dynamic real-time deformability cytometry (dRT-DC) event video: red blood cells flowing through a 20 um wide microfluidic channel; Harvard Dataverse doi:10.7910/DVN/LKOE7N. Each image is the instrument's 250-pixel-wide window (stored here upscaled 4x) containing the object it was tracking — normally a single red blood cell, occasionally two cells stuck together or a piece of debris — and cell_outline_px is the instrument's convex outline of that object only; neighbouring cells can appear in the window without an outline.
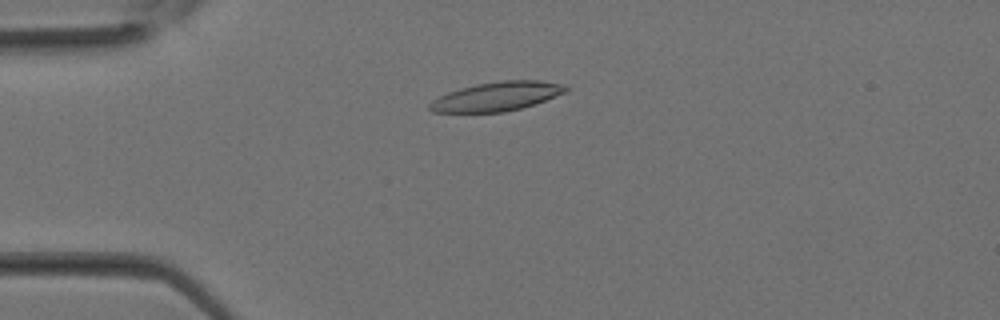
{"species": "Egyptian fruit bat (a non-hibernating species)", "species_latin": "Rousettus aegyptiacus", "temperature_condition": "room temperature", "stored_images_in_passage": 34, "camera_frame_rate_fps": 3000, "um_per_image_px": 0.085, "animal": {"sex": "female"}, "frame": {"image": 1, "passage_image": 9, "time_ms": 2.667, "image_size_px": [1000, 320], "cell_outline_px": [[568, 92], [520, 108], [504, 112], [432, 112], [428, 108], [428, 104], [432, 100], [448, 92], [460, 88], [476, 84], [504, 80], [540, 80], [568, 84]], "centroid_in_image_um": [42.25, 8.18], "position_along_channel_um": 42.7, "area_um2": 23.06}}
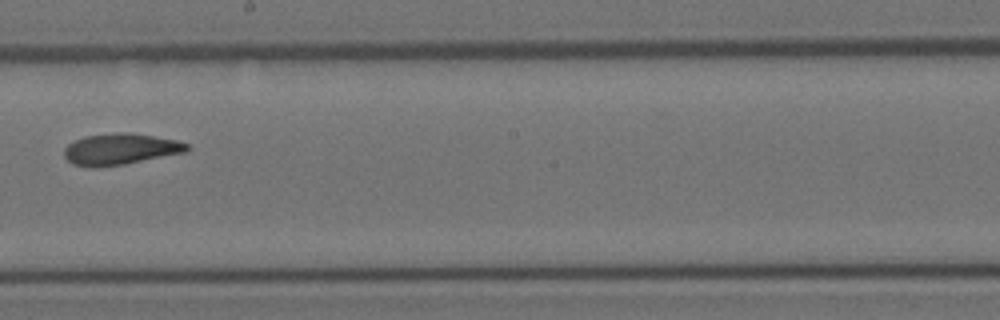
{"frame": {"image": 2, "passage_image": 20, "time_ms": 6.333, "image_size_px": [1000, 320], "cell_outline_px": [[192, 148], [188, 152], [124, 164], [100, 168], [88, 168], [72, 164], [64, 156], [64, 148], [68, 144], [84, 136], [120, 132], [128, 132], [176, 140], [188, 144]], "centroid_in_image_um": [10.23, 12.69], "position_along_channel_um": 238.0, "area_um2": 22.6}}
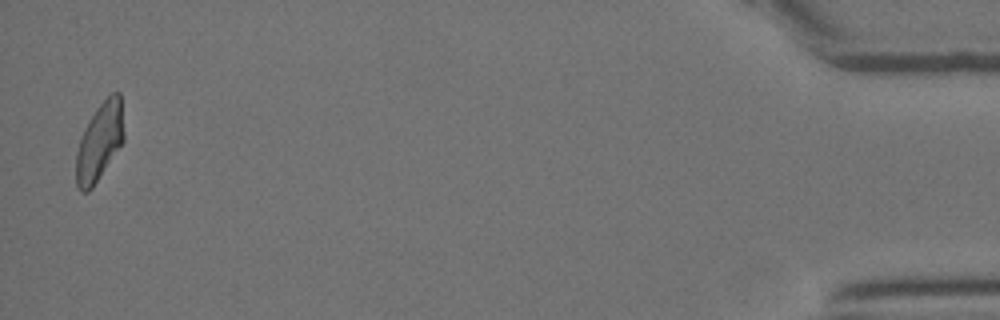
{"frame": {"image": 3, "passage_image": 34, "time_ms": 11.0, "image_size_px": [1000, 320], "cell_outline_px": [[124, 140], [92, 188], [88, 192], [80, 192], [76, 184], [76, 152], [80, 136], [88, 120], [96, 108], [112, 92], [120, 92], [124, 132]], "centroid_in_image_um": [8.44, 12.05], "position_along_channel_um": 426.8, "area_um2": 21.68}}